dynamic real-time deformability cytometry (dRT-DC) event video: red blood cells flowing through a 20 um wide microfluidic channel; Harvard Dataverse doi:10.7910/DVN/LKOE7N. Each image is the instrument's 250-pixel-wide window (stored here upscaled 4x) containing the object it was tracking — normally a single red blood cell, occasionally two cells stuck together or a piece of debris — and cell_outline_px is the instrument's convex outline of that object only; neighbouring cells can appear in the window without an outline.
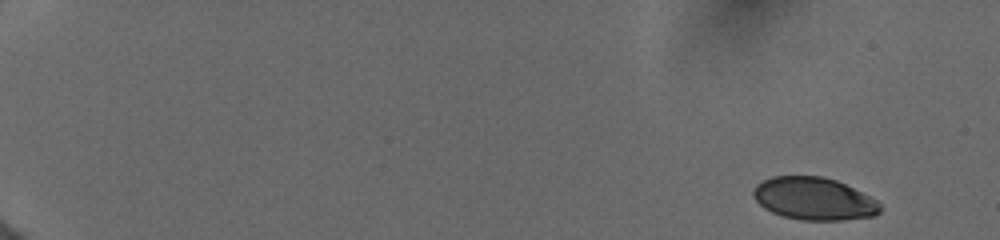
{"species": "human", "species_latin": "Homo sapiens", "temperature_condition": "cold", "stored_images_in_passage": 33, "camera_frame_rate_fps": 3000, "um_per_image_px": 0.085, "donor": {"sex": "female"}, "frame": {"image": 1, "passage_image": 1, "time_ms": 0.0, "image_size_px": [1000, 240], "cell_outline_px": [[880, 212], [876, 216], [844, 220], [800, 220], [784, 216], [772, 212], [764, 208], [752, 196], [752, 188], [756, 184], [772, 176], [820, 176], [836, 180], [876, 200], [880, 204]], "centroid_in_image_um": [69.15, 16.9], "position_along_channel_um": 15.8, "area_um2": 31.39}}
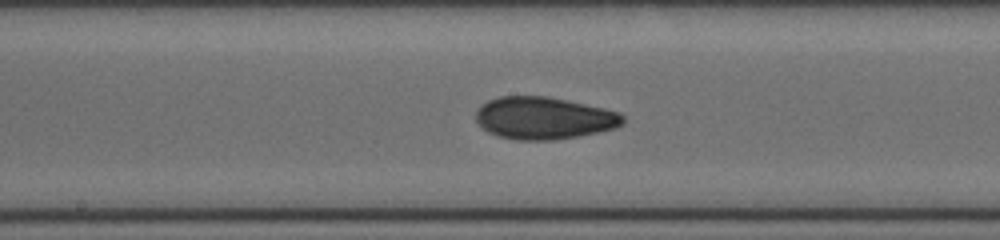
{"frame": {"image": 2, "passage_image": 18, "time_ms": 9.333, "image_size_px": [1000, 240], "cell_outline_px": [[624, 124], [616, 128], [580, 136], [552, 140], [516, 140], [496, 136], [488, 132], [476, 120], [476, 108], [480, 104], [488, 100], [500, 96], [548, 96], [568, 100], [604, 108], [620, 112], [624, 116]], "centroid_in_image_um": [46.23, 10.03], "position_along_channel_um": 202.0, "area_um2": 36.59}}
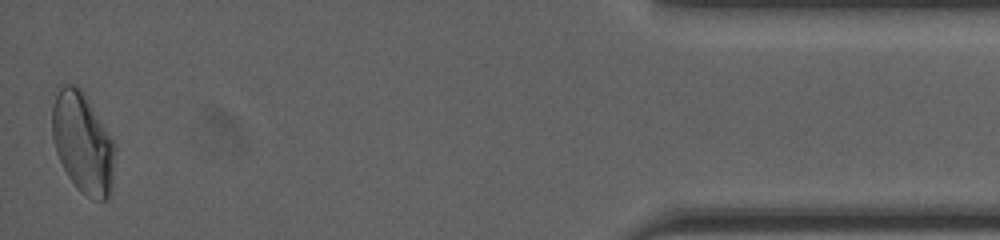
{"frame": {"image": 3, "passage_image": 33, "time_ms": 16.667, "image_size_px": [1000, 240], "cell_outline_px": [[116, 148], [112, 192], [108, 200], [92, 200], [80, 192], [76, 188], [68, 176], [56, 152], [52, 136], [52, 92], [56, 84], [72, 84], [80, 88], [116, 144]], "centroid_in_image_um": [7.02, 12.14], "position_along_channel_um": 428.2, "area_um2": 37.69}, "authors_computed_cell_mechanics": {"area_um2": 35.0268, "velocity_mm_per_s": 3.9772, "shape_relaxation_time_tau1_ms": 8.7248, "shape_relaxation_time_tau2_ms": 2.5457, "deformation_change_tau1": 0.1701, "deformation_change_tau2": 0.0569}}